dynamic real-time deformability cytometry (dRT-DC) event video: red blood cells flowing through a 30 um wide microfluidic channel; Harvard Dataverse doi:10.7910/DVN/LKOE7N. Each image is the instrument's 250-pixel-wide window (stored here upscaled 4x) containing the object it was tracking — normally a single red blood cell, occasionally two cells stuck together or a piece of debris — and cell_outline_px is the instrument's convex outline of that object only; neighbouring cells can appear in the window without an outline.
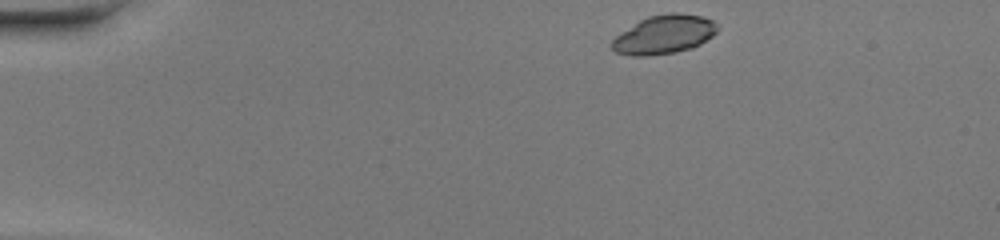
{"species": "common noctule bat (a hibernating species)", "species_latin": "Nyctalus noctula", "temperature_condition": "warm", "stored_images_in_passage": 41, "camera_frame_rate_fps": 3000, "um_per_image_px": 0.085, "animal": {"sex": "female", "body_mass_g": 20.0, "forearm_length_mm": 54.0}, "frame": {"image": 1, "passage_image": 1, "time_ms": 0.0, "image_size_px": [1000, 240], "cell_outline_px": [[720, 28], [712, 36], [700, 44], [692, 48], [676, 52], [648, 56], [632, 56], [616, 52], [612, 48], [612, 40], [616, 36], [640, 20], [648, 16], [668, 12], [680, 12], [700, 16], [712, 20]], "centroid_in_image_um": [56.47, 2.93], "position_along_channel_um": 28.5, "area_um2": 23.81}}
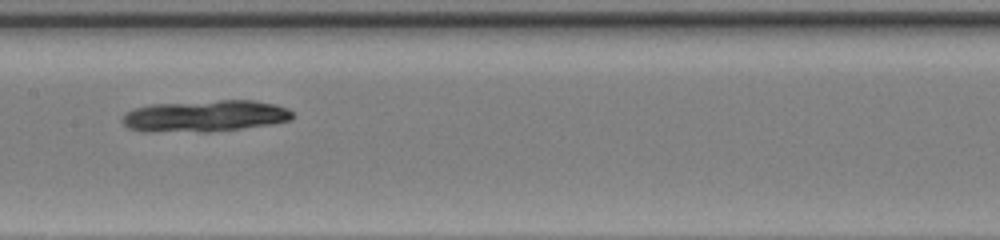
{"frame": {"image": 2, "passage_image": 18, "time_ms": 5.667, "image_size_px": [1000, 240], "cell_outline_px": [[296, 116], [292, 120], [272, 124], [208, 132], [144, 132], [128, 128], [120, 120], [124, 112], [136, 108], [152, 104], [220, 100], [252, 100], [276, 104], [288, 108]], "centroid_in_image_um": [17.42, 9.87], "position_along_channel_um": 190.0, "area_um2": 31.73}}
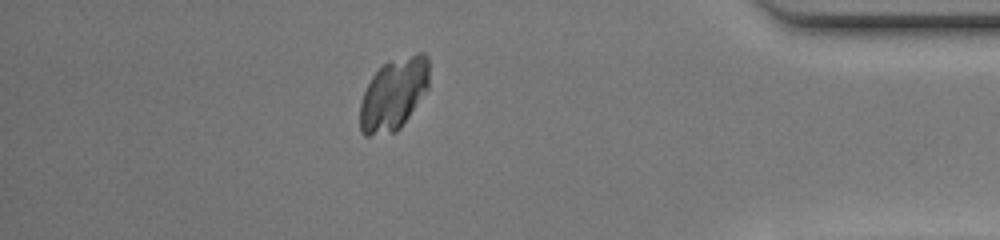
{"frame": {"image": 3, "passage_image": 35, "time_ms": 11.333, "image_size_px": [1000, 240], "cell_outline_px": [[428, 88], [400, 128], [396, 132], [368, 136], [364, 136], [360, 132], [360, 104], [364, 92], [372, 76], [384, 64], [416, 52], [424, 52], [428, 56]], "centroid_in_image_um": [33.45, 8.01], "position_along_channel_um": 401.7, "area_um2": 28.78}, "authors_computed_cell_mechanics": {"area_um2": 29.7092, "velocity_mm_per_s": 4.3081, "shape_relaxation_time_tau1_ms": 2.513, "shape_relaxation_time_tau2_ms": null, "deformation_change_tau1": 0.0676, "deformation_change_tau2": null}}